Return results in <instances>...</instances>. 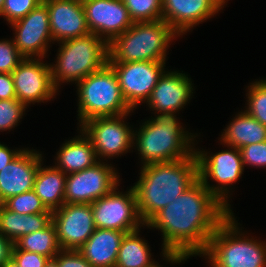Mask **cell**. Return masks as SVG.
Instances as JSON below:
<instances>
[{
	"label": "cell",
	"mask_w": 266,
	"mask_h": 267,
	"mask_svg": "<svg viewBox=\"0 0 266 267\" xmlns=\"http://www.w3.org/2000/svg\"><path fill=\"white\" fill-rule=\"evenodd\" d=\"M62 250H78L96 229L91 204L65 203L52 212Z\"/></svg>",
	"instance_id": "obj_11"
},
{
	"label": "cell",
	"mask_w": 266,
	"mask_h": 267,
	"mask_svg": "<svg viewBox=\"0 0 266 267\" xmlns=\"http://www.w3.org/2000/svg\"><path fill=\"white\" fill-rule=\"evenodd\" d=\"M24 58L16 48L14 41L0 42V73H12Z\"/></svg>",
	"instance_id": "obj_33"
},
{
	"label": "cell",
	"mask_w": 266,
	"mask_h": 267,
	"mask_svg": "<svg viewBox=\"0 0 266 267\" xmlns=\"http://www.w3.org/2000/svg\"><path fill=\"white\" fill-rule=\"evenodd\" d=\"M41 154L23 150L0 171V204L8 198L33 190Z\"/></svg>",
	"instance_id": "obj_18"
},
{
	"label": "cell",
	"mask_w": 266,
	"mask_h": 267,
	"mask_svg": "<svg viewBox=\"0 0 266 267\" xmlns=\"http://www.w3.org/2000/svg\"><path fill=\"white\" fill-rule=\"evenodd\" d=\"M192 86L182 73L163 74L147 100L152 108L162 113H174L182 108L190 98Z\"/></svg>",
	"instance_id": "obj_20"
},
{
	"label": "cell",
	"mask_w": 266,
	"mask_h": 267,
	"mask_svg": "<svg viewBox=\"0 0 266 267\" xmlns=\"http://www.w3.org/2000/svg\"><path fill=\"white\" fill-rule=\"evenodd\" d=\"M164 61H136L108 63L115 71L120 90L132 109L141 100H148L152 90L163 75Z\"/></svg>",
	"instance_id": "obj_9"
},
{
	"label": "cell",
	"mask_w": 266,
	"mask_h": 267,
	"mask_svg": "<svg viewBox=\"0 0 266 267\" xmlns=\"http://www.w3.org/2000/svg\"><path fill=\"white\" fill-rule=\"evenodd\" d=\"M25 108L16 98L0 100V129L7 130L16 125Z\"/></svg>",
	"instance_id": "obj_31"
},
{
	"label": "cell",
	"mask_w": 266,
	"mask_h": 267,
	"mask_svg": "<svg viewBox=\"0 0 266 267\" xmlns=\"http://www.w3.org/2000/svg\"><path fill=\"white\" fill-rule=\"evenodd\" d=\"M58 257V267H93L78 250H62Z\"/></svg>",
	"instance_id": "obj_36"
},
{
	"label": "cell",
	"mask_w": 266,
	"mask_h": 267,
	"mask_svg": "<svg viewBox=\"0 0 266 267\" xmlns=\"http://www.w3.org/2000/svg\"><path fill=\"white\" fill-rule=\"evenodd\" d=\"M78 85L81 123L94 117L126 116L131 110L122 96L116 73L108 63Z\"/></svg>",
	"instance_id": "obj_6"
},
{
	"label": "cell",
	"mask_w": 266,
	"mask_h": 267,
	"mask_svg": "<svg viewBox=\"0 0 266 267\" xmlns=\"http://www.w3.org/2000/svg\"><path fill=\"white\" fill-rule=\"evenodd\" d=\"M12 258L19 267H44L48 259L41 254L20 250L15 245L12 249Z\"/></svg>",
	"instance_id": "obj_35"
},
{
	"label": "cell",
	"mask_w": 266,
	"mask_h": 267,
	"mask_svg": "<svg viewBox=\"0 0 266 267\" xmlns=\"http://www.w3.org/2000/svg\"><path fill=\"white\" fill-rule=\"evenodd\" d=\"M14 243L0 233V267L12 257Z\"/></svg>",
	"instance_id": "obj_38"
},
{
	"label": "cell",
	"mask_w": 266,
	"mask_h": 267,
	"mask_svg": "<svg viewBox=\"0 0 266 267\" xmlns=\"http://www.w3.org/2000/svg\"><path fill=\"white\" fill-rule=\"evenodd\" d=\"M89 33L62 42L58 63L50 67L52 82L57 89V80L80 82L86 76L99 71L109 58L106 39Z\"/></svg>",
	"instance_id": "obj_5"
},
{
	"label": "cell",
	"mask_w": 266,
	"mask_h": 267,
	"mask_svg": "<svg viewBox=\"0 0 266 267\" xmlns=\"http://www.w3.org/2000/svg\"><path fill=\"white\" fill-rule=\"evenodd\" d=\"M4 2H5V0H0V15H2V10H3V7H4Z\"/></svg>",
	"instance_id": "obj_42"
},
{
	"label": "cell",
	"mask_w": 266,
	"mask_h": 267,
	"mask_svg": "<svg viewBox=\"0 0 266 267\" xmlns=\"http://www.w3.org/2000/svg\"><path fill=\"white\" fill-rule=\"evenodd\" d=\"M43 0H5L2 15L9 23L24 18L30 11L35 9Z\"/></svg>",
	"instance_id": "obj_32"
},
{
	"label": "cell",
	"mask_w": 266,
	"mask_h": 267,
	"mask_svg": "<svg viewBox=\"0 0 266 267\" xmlns=\"http://www.w3.org/2000/svg\"><path fill=\"white\" fill-rule=\"evenodd\" d=\"M20 151H10L6 146L0 144V171L12 162L19 154Z\"/></svg>",
	"instance_id": "obj_39"
},
{
	"label": "cell",
	"mask_w": 266,
	"mask_h": 267,
	"mask_svg": "<svg viewBox=\"0 0 266 267\" xmlns=\"http://www.w3.org/2000/svg\"><path fill=\"white\" fill-rule=\"evenodd\" d=\"M16 99L25 106L30 102H39L52 98L56 88L52 82L49 65L24 58L11 73Z\"/></svg>",
	"instance_id": "obj_15"
},
{
	"label": "cell",
	"mask_w": 266,
	"mask_h": 267,
	"mask_svg": "<svg viewBox=\"0 0 266 267\" xmlns=\"http://www.w3.org/2000/svg\"><path fill=\"white\" fill-rule=\"evenodd\" d=\"M115 190L116 188L91 204L95 226L100 229L134 232L140 225L138 222H143L134 188L126 195Z\"/></svg>",
	"instance_id": "obj_8"
},
{
	"label": "cell",
	"mask_w": 266,
	"mask_h": 267,
	"mask_svg": "<svg viewBox=\"0 0 266 267\" xmlns=\"http://www.w3.org/2000/svg\"><path fill=\"white\" fill-rule=\"evenodd\" d=\"M224 0H162V19L177 33H184L221 9Z\"/></svg>",
	"instance_id": "obj_19"
},
{
	"label": "cell",
	"mask_w": 266,
	"mask_h": 267,
	"mask_svg": "<svg viewBox=\"0 0 266 267\" xmlns=\"http://www.w3.org/2000/svg\"><path fill=\"white\" fill-rule=\"evenodd\" d=\"M16 98L14 80L11 73H0V100Z\"/></svg>",
	"instance_id": "obj_37"
},
{
	"label": "cell",
	"mask_w": 266,
	"mask_h": 267,
	"mask_svg": "<svg viewBox=\"0 0 266 267\" xmlns=\"http://www.w3.org/2000/svg\"><path fill=\"white\" fill-rule=\"evenodd\" d=\"M44 267H58V256L48 258Z\"/></svg>",
	"instance_id": "obj_40"
},
{
	"label": "cell",
	"mask_w": 266,
	"mask_h": 267,
	"mask_svg": "<svg viewBox=\"0 0 266 267\" xmlns=\"http://www.w3.org/2000/svg\"><path fill=\"white\" fill-rule=\"evenodd\" d=\"M14 245L20 250L34 252L48 258H53L62 251L53 222L40 231L21 236Z\"/></svg>",
	"instance_id": "obj_26"
},
{
	"label": "cell",
	"mask_w": 266,
	"mask_h": 267,
	"mask_svg": "<svg viewBox=\"0 0 266 267\" xmlns=\"http://www.w3.org/2000/svg\"><path fill=\"white\" fill-rule=\"evenodd\" d=\"M133 22L162 19V0H123Z\"/></svg>",
	"instance_id": "obj_28"
},
{
	"label": "cell",
	"mask_w": 266,
	"mask_h": 267,
	"mask_svg": "<svg viewBox=\"0 0 266 267\" xmlns=\"http://www.w3.org/2000/svg\"><path fill=\"white\" fill-rule=\"evenodd\" d=\"M222 140L238 149L253 143H261L266 141V126L244 112L230 123Z\"/></svg>",
	"instance_id": "obj_25"
},
{
	"label": "cell",
	"mask_w": 266,
	"mask_h": 267,
	"mask_svg": "<svg viewBox=\"0 0 266 267\" xmlns=\"http://www.w3.org/2000/svg\"><path fill=\"white\" fill-rule=\"evenodd\" d=\"M96 157V151L90 139L87 136L81 139L78 137V139L68 141L60 149L57 157L60 166L56 168L65 174L67 171H69V174L70 172L76 173L98 163Z\"/></svg>",
	"instance_id": "obj_24"
},
{
	"label": "cell",
	"mask_w": 266,
	"mask_h": 267,
	"mask_svg": "<svg viewBox=\"0 0 266 267\" xmlns=\"http://www.w3.org/2000/svg\"><path fill=\"white\" fill-rule=\"evenodd\" d=\"M1 267H19L16 261L11 257L7 262H5Z\"/></svg>",
	"instance_id": "obj_41"
},
{
	"label": "cell",
	"mask_w": 266,
	"mask_h": 267,
	"mask_svg": "<svg viewBox=\"0 0 266 267\" xmlns=\"http://www.w3.org/2000/svg\"><path fill=\"white\" fill-rule=\"evenodd\" d=\"M175 33L163 19L134 22L108 44V63L165 61L166 48Z\"/></svg>",
	"instance_id": "obj_3"
},
{
	"label": "cell",
	"mask_w": 266,
	"mask_h": 267,
	"mask_svg": "<svg viewBox=\"0 0 266 267\" xmlns=\"http://www.w3.org/2000/svg\"><path fill=\"white\" fill-rule=\"evenodd\" d=\"M250 87L246 112L266 126V80L253 83Z\"/></svg>",
	"instance_id": "obj_30"
},
{
	"label": "cell",
	"mask_w": 266,
	"mask_h": 267,
	"mask_svg": "<svg viewBox=\"0 0 266 267\" xmlns=\"http://www.w3.org/2000/svg\"><path fill=\"white\" fill-rule=\"evenodd\" d=\"M12 26L18 32L14 43L19 52L25 58L35 54L43 57L46 44L52 39L47 6L42 2L24 18L13 22Z\"/></svg>",
	"instance_id": "obj_16"
},
{
	"label": "cell",
	"mask_w": 266,
	"mask_h": 267,
	"mask_svg": "<svg viewBox=\"0 0 266 267\" xmlns=\"http://www.w3.org/2000/svg\"><path fill=\"white\" fill-rule=\"evenodd\" d=\"M151 267H160V266H157V265H155V263H154Z\"/></svg>",
	"instance_id": "obj_43"
},
{
	"label": "cell",
	"mask_w": 266,
	"mask_h": 267,
	"mask_svg": "<svg viewBox=\"0 0 266 267\" xmlns=\"http://www.w3.org/2000/svg\"><path fill=\"white\" fill-rule=\"evenodd\" d=\"M2 204L7 209L19 214L52 213L44 206L34 190L12 196Z\"/></svg>",
	"instance_id": "obj_29"
},
{
	"label": "cell",
	"mask_w": 266,
	"mask_h": 267,
	"mask_svg": "<svg viewBox=\"0 0 266 267\" xmlns=\"http://www.w3.org/2000/svg\"><path fill=\"white\" fill-rule=\"evenodd\" d=\"M138 230L126 233L123 237L115 267H151L147 243L138 237Z\"/></svg>",
	"instance_id": "obj_27"
},
{
	"label": "cell",
	"mask_w": 266,
	"mask_h": 267,
	"mask_svg": "<svg viewBox=\"0 0 266 267\" xmlns=\"http://www.w3.org/2000/svg\"><path fill=\"white\" fill-rule=\"evenodd\" d=\"M52 222V213L19 214L0 204V233L15 243L21 236L40 231Z\"/></svg>",
	"instance_id": "obj_22"
},
{
	"label": "cell",
	"mask_w": 266,
	"mask_h": 267,
	"mask_svg": "<svg viewBox=\"0 0 266 267\" xmlns=\"http://www.w3.org/2000/svg\"><path fill=\"white\" fill-rule=\"evenodd\" d=\"M244 164L252 166H266V141L253 143L239 149Z\"/></svg>",
	"instance_id": "obj_34"
},
{
	"label": "cell",
	"mask_w": 266,
	"mask_h": 267,
	"mask_svg": "<svg viewBox=\"0 0 266 267\" xmlns=\"http://www.w3.org/2000/svg\"><path fill=\"white\" fill-rule=\"evenodd\" d=\"M81 1L90 32L97 36L106 33L108 44L134 23L123 0Z\"/></svg>",
	"instance_id": "obj_13"
},
{
	"label": "cell",
	"mask_w": 266,
	"mask_h": 267,
	"mask_svg": "<svg viewBox=\"0 0 266 267\" xmlns=\"http://www.w3.org/2000/svg\"><path fill=\"white\" fill-rule=\"evenodd\" d=\"M197 179L195 153L185 159L144 165L140 180L133 186L143 223L175 201Z\"/></svg>",
	"instance_id": "obj_2"
},
{
	"label": "cell",
	"mask_w": 266,
	"mask_h": 267,
	"mask_svg": "<svg viewBox=\"0 0 266 267\" xmlns=\"http://www.w3.org/2000/svg\"><path fill=\"white\" fill-rule=\"evenodd\" d=\"M230 214L198 178L146 224L162 230L164 256L175 263L203 254L214 231Z\"/></svg>",
	"instance_id": "obj_1"
},
{
	"label": "cell",
	"mask_w": 266,
	"mask_h": 267,
	"mask_svg": "<svg viewBox=\"0 0 266 267\" xmlns=\"http://www.w3.org/2000/svg\"><path fill=\"white\" fill-rule=\"evenodd\" d=\"M234 151H222L212 157L204 153L196 152L198 163V178L227 208L228 204L223 196V185L231 184L239 179L243 171V162L240 150L233 147ZM207 176L222 184L219 187H210L207 183ZM226 202V203H225Z\"/></svg>",
	"instance_id": "obj_14"
},
{
	"label": "cell",
	"mask_w": 266,
	"mask_h": 267,
	"mask_svg": "<svg viewBox=\"0 0 266 267\" xmlns=\"http://www.w3.org/2000/svg\"><path fill=\"white\" fill-rule=\"evenodd\" d=\"M71 174V175H70ZM66 176L65 203L92 204L109 194L117 184V175L108 165L100 162Z\"/></svg>",
	"instance_id": "obj_10"
},
{
	"label": "cell",
	"mask_w": 266,
	"mask_h": 267,
	"mask_svg": "<svg viewBox=\"0 0 266 267\" xmlns=\"http://www.w3.org/2000/svg\"><path fill=\"white\" fill-rule=\"evenodd\" d=\"M141 128L136 142L144 165L185 159L195 153L188 150L191 139L182 132L171 112L162 113Z\"/></svg>",
	"instance_id": "obj_4"
},
{
	"label": "cell",
	"mask_w": 266,
	"mask_h": 267,
	"mask_svg": "<svg viewBox=\"0 0 266 267\" xmlns=\"http://www.w3.org/2000/svg\"><path fill=\"white\" fill-rule=\"evenodd\" d=\"M233 220L230 214L217 227L203 255L209 256L213 267H265L266 245L232 237L238 232Z\"/></svg>",
	"instance_id": "obj_7"
},
{
	"label": "cell",
	"mask_w": 266,
	"mask_h": 267,
	"mask_svg": "<svg viewBox=\"0 0 266 267\" xmlns=\"http://www.w3.org/2000/svg\"><path fill=\"white\" fill-rule=\"evenodd\" d=\"M49 12L52 40L62 42L90 32L81 0H43Z\"/></svg>",
	"instance_id": "obj_17"
},
{
	"label": "cell",
	"mask_w": 266,
	"mask_h": 267,
	"mask_svg": "<svg viewBox=\"0 0 266 267\" xmlns=\"http://www.w3.org/2000/svg\"><path fill=\"white\" fill-rule=\"evenodd\" d=\"M125 234L122 231L96 228L78 251L93 267H115Z\"/></svg>",
	"instance_id": "obj_21"
},
{
	"label": "cell",
	"mask_w": 266,
	"mask_h": 267,
	"mask_svg": "<svg viewBox=\"0 0 266 267\" xmlns=\"http://www.w3.org/2000/svg\"><path fill=\"white\" fill-rule=\"evenodd\" d=\"M123 116L94 117L82 124V131L90 139L96 155L112 157L131 146L135 134L120 121Z\"/></svg>",
	"instance_id": "obj_12"
},
{
	"label": "cell",
	"mask_w": 266,
	"mask_h": 267,
	"mask_svg": "<svg viewBox=\"0 0 266 267\" xmlns=\"http://www.w3.org/2000/svg\"><path fill=\"white\" fill-rule=\"evenodd\" d=\"M65 183V173L56 167L42 168L40 163L33 190L44 206L53 212L65 204Z\"/></svg>",
	"instance_id": "obj_23"
}]
</instances>
